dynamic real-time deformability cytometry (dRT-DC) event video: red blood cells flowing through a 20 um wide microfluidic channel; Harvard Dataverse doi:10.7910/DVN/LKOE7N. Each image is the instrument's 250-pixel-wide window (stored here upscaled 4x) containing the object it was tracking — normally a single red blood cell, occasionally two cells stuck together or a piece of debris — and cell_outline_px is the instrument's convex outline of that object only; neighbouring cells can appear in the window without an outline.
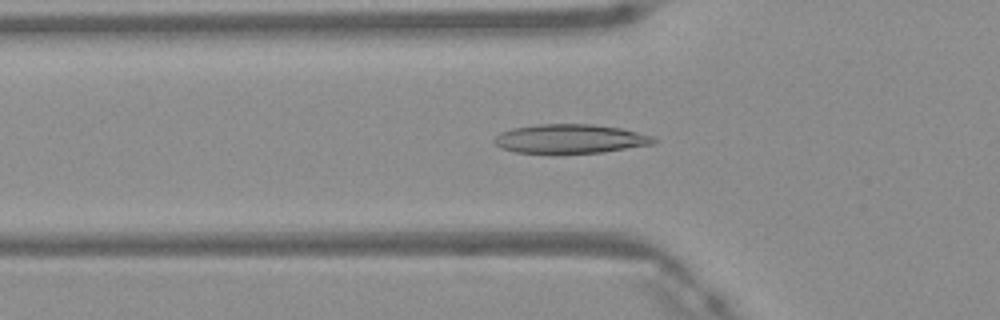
{"species": "Egyptian fruit bat (a non-hibernating species)", "species_latin": "Rousettus aegyptiacus", "temperature_condition": "warm", "stored_images_in_passage": 39, "camera_frame_rate_fps": 3000, "um_per_image_px": 0.085, "frame": {"image": 1, "passage_image": 7, "time_ms": 2.0, "image_size_px": [1000, 320], "cell_outline_px": [[656, 140], [652, 144], [600, 152], [516, 152], [500, 148], [492, 140], [500, 132], [512, 128], [536, 124], [592, 124], [620, 128], [656, 136]], "centroid_in_image_um": [48.45, 11.77], "position_along_channel_um": 77.4, "area_um2": 26.65}}
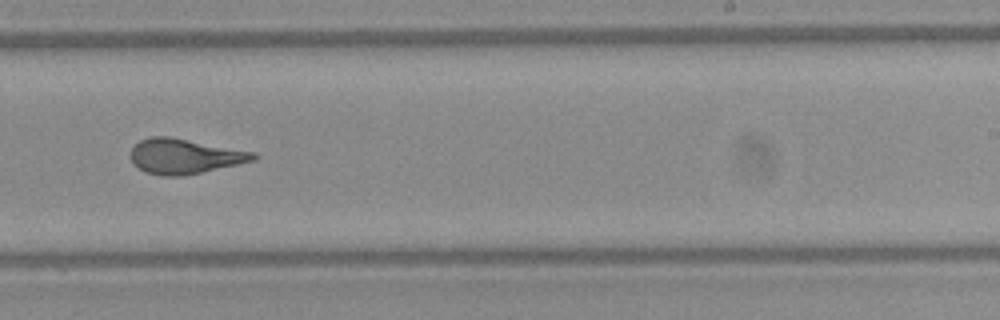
{"frame": {"image": 2, "passage_image": 21, "time_ms": 6.667, "image_size_px": [1000, 320], "cell_outline_px": [[260, 156], [256, 160], [200, 172], [180, 176], [160, 176], [144, 172], [132, 164], [132, 148], [140, 140], [152, 136], [168, 136], [256, 152]], "centroid_in_image_um": [15.7, 13.28], "position_along_channel_um": 273.3, "area_um2": 24.97}}
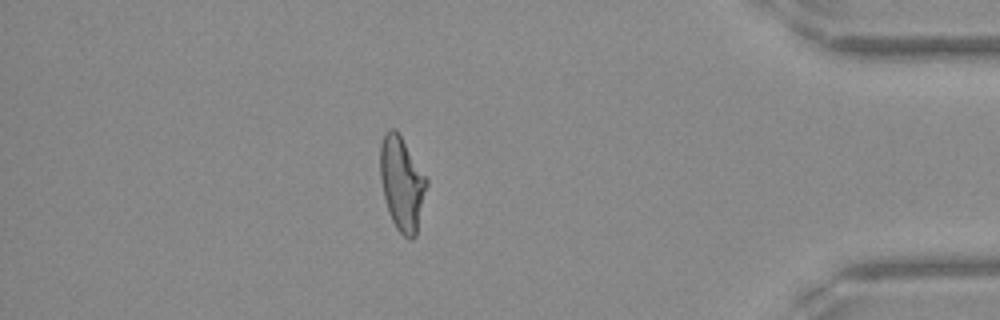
{"frame": {"image": 3, "passage_image": 33, "time_ms": 10.667, "image_size_px": [1000, 320], "cell_outline_px": [[428, 184], [416, 236], [412, 240], [408, 240], [396, 228], [392, 220], [384, 196], [380, 180], [380, 144], [384, 132], [388, 128], [392, 128], [400, 136], [428, 180]], "centroid_in_image_um": [34.16, 15.63], "position_along_channel_um": 401.0, "area_um2": 25.2}, "authors_computed_cell_mechanics": {"area_um2": 25.2008, "velocity_mm_per_s": 4.1772, "shape_relaxation_time_tau1_ms": 8.3083, "shape_relaxation_time_tau2_ms": 1.3609, "deformation_change_tau1": 0.2779, "deformation_change_tau2": 0.0943}}